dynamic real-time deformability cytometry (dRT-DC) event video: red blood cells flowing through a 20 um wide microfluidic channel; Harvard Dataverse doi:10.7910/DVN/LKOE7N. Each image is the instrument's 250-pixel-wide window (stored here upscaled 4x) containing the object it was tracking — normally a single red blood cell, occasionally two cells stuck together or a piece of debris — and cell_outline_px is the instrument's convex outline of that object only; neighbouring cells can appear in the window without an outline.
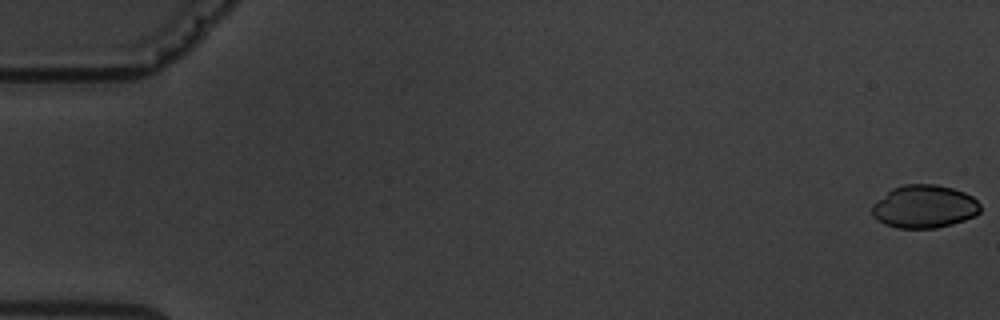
{"species": "common noctule bat (a hibernating species)", "species_latin": "Nyctalus noctula", "temperature_condition": "warm", "stored_images_in_passage": 6, "camera_frame_rate_fps": 3000, "um_per_image_px": 0.085, "animal": {"sex": "male", "body_mass_g": 19.5, "forearm_length_mm": 54.6}, "frame": {"image": 1, "passage_image": 1, "time_ms": 0.0, "image_size_px": [1000, 320], "cell_outline_px": [[980, 212], [976, 216], [952, 224], [936, 228], [896, 228], [884, 224], [872, 216], [872, 204], [892, 188], [904, 184], [936, 184], [952, 188], [964, 192], [972, 196], [980, 204]], "centroid_in_image_um": [78.56, 17.56], "position_along_channel_um": 6.4, "area_um2": 27.28}}
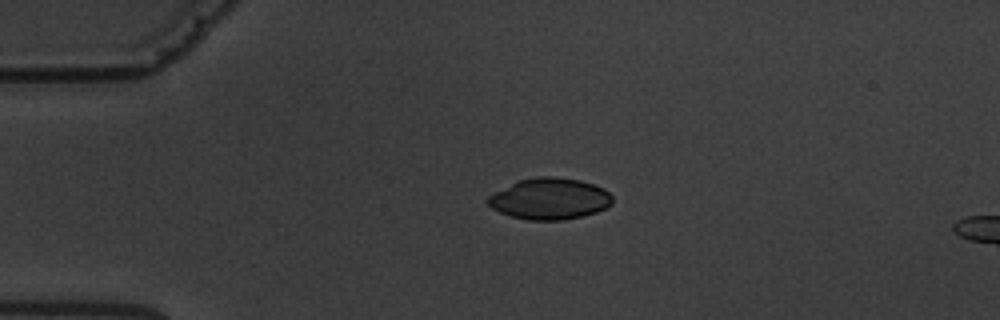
{"frame": {"image": 2, "passage_image": 4, "time_ms": 4.333, "image_size_px": [1000, 320], "cell_outline_px": [[612, 204], [596, 212], [584, 216], [560, 220], [528, 220], [512, 216], [500, 212], [492, 208], [484, 200], [488, 196], [520, 180], [536, 176], [552, 176], [580, 180], [604, 188], [612, 196]], "centroid_in_image_um": [46.73, 16.9], "position_along_channel_um": 38.3, "area_um2": 29.82}}